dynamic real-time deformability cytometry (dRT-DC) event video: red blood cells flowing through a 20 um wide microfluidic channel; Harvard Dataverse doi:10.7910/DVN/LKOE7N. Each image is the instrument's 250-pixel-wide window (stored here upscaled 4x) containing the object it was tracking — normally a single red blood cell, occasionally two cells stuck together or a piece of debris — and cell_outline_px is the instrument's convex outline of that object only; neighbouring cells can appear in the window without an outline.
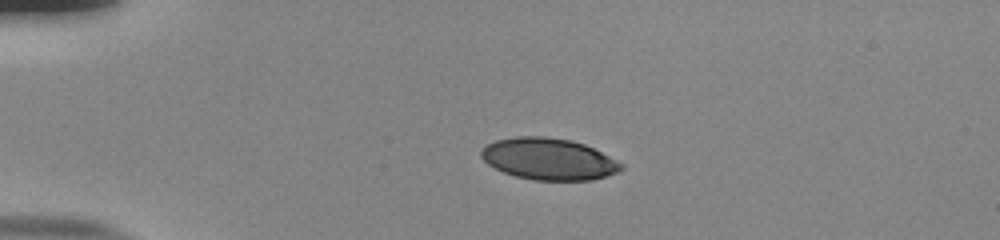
{"species": "human", "species_latin": "Homo sapiens", "temperature_condition": "room temperature", "stored_images_in_passage": 42, "camera_frame_rate_fps": 3000, "um_per_image_px": 0.085, "donor": {"sex": "male"}, "frame": {"image": 1, "passage_image": 1, "time_ms": 0.0, "image_size_px": [1000, 240], "cell_outline_px": [[624, 168], [616, 172], [592, 180], [532, 180], [516, 176], [504, 172], [488, 164], [480, 156], [480, 152], [488, 144], [496, 140], [516, 136], [544, 136], [572, 140], [584, 144], [624, 164]], "centroid_in_image_um": [46.63, 13.51], "position_along_channel_um": 38.4, "area_um2": 33.76}}
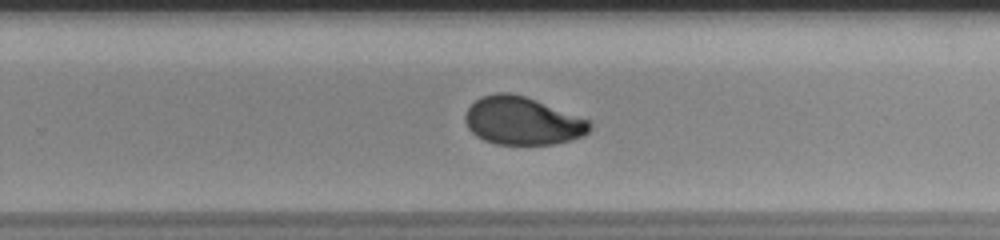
{"frame": {"image": 2, "passage_image": 24, "time_ms": 7.667, "image_size_px": [1000, 240], "cell_outline_px": [[592, 128], [584, 136], [572, 140], [552, 144], [496, 144], [484, 140], [476, 136], [468, 128], [464, 120], [464, 116], [468, 108], [480, 96], [496, 92], [508, 92], [524, 96], [588, 120], [592, 124]], "centroid_in_image_um": [44.38, 10.28], "position_along_channel_um": 285.4, "area_um2": 34.62}}
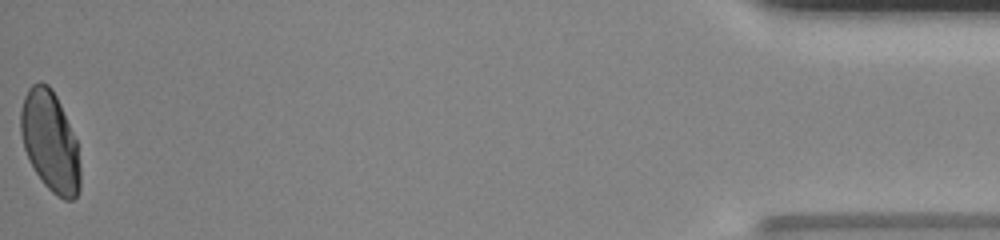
{"frame": {"image": 3, "passage_image": 42, "time_ms": 13.667, "image_size_px": [1000, 240], "cell_outline_px": [[80, 188], [76, 196], [72, 200], [64, 200], [56, 196], [44, 184], [36, 172], [24, 148], [20, 132], [20, 112], [24, 96], [28, 88], [32, 84], [40, 80], [48, 84], [52, 88], [60, 104], [76, 140], [80, 168]], "centroid_in_image_um": [4.25, 12.01], "position_along_channel_um": 431.0, "area_um2": 34.74}, "authors_computed_cell_mechanics": {"area_um2": 35.547, "velocity_mm_per_s": 3.8628, "shape_relaxation_time_tau1_ms": 8.4915, "shape_relaxation_time_tau2_ms": 0.8658, "deformation_change_tau1": 0.2239, "deformation_change_tau2": 0.037}}